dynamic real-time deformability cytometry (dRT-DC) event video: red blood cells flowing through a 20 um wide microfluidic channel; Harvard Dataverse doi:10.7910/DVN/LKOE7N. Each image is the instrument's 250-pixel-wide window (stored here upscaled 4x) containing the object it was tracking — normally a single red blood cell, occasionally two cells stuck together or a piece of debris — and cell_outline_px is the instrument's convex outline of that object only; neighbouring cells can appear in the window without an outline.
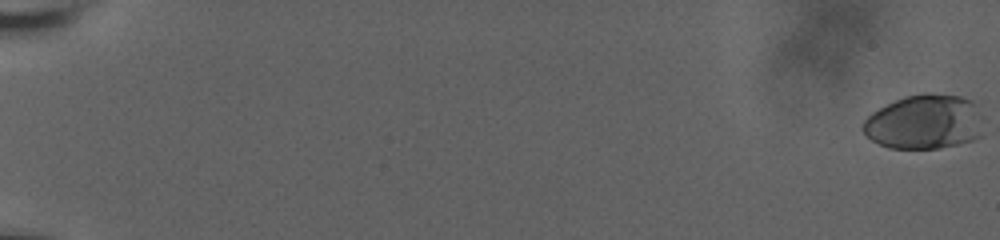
{"species": "human", "species_latin": "Homo sapiens", "temperature_condition": "room temperature", "stored_images_in_passage": 31, "camera_frame_rate_fps": 3000, "um_per_image_px": 0.085, "donor": {"sex": "male"}, "frame": {"image": 1, "passage_image": 1, "time_ms": 0.0, "image_size_px": [1000, 240], "cell_outline_px": [[980, 136], [972, 140], [940, 148], [888, 148], [872, 140], [860, 128], [864, 120], [872, 112], [904, 96], [924, 92], [928, 92], [960, 96], [972, 100]], "centroid_in_image_um": [78.47, 10.36], "position_along_channel_um": 6.5, "area_um2": 37.51}}
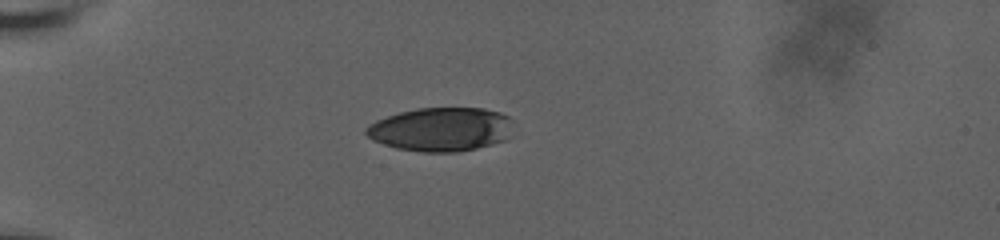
{"frame": {"image": 2, "passage_image": 26, "time_ms": 6.667, "image_size_px": [1000, 240], "cell_outline_px": [[512, 136], [508, 140], [460, 152], [420, 152], [396, 148], [372, 140], [364, 132], [364, 128], [368, 124], [376, 120], [400, 112], [416, 108], [484, 108], [500, 112], [508, 116]], "centroid_in_image_um": [37.48, 11.0], "position_along_channel_um": 47.5, "area_um2": 37.86}}